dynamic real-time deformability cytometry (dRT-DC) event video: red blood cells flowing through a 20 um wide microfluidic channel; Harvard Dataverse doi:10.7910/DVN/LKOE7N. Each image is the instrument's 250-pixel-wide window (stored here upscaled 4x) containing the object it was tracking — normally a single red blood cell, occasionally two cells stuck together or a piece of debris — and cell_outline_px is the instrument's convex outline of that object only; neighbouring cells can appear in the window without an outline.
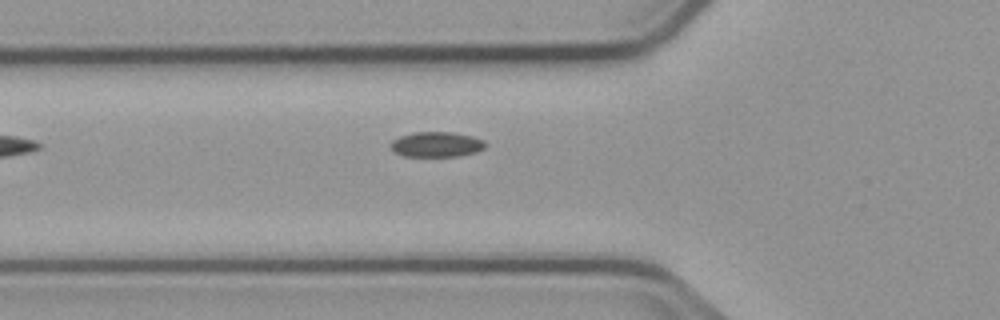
{"species": "common noctule bat (a hibernating species)", "species_latin": "Nyctalus noctula", "temperature_condition": "cold", "stored_images_in_passage": 6, "camera_frame_rate_fps": 3000, "um_per_image_px": 0.085, "animal": {"sex": "male", "body_mass_g": 23.1, "forearm_length_mm": 52.7}, "frame": {"image": 1, "passage_image": 6, "time_ms": 6.0, "image_size_px": [1000, 320], "cell_outline_px": [[488, 144], [484, 148], [476, 152], [460, 156], [404, 156], [392, 152], [388, 144], [392, 140], [400, 136], [412, 132], [452, 132], [472, 136], [484, 140]], "centroid_in_image_um": [37.07, 12.27], "position_along_channel_um": 88.7, "area_um2": 14.16}}